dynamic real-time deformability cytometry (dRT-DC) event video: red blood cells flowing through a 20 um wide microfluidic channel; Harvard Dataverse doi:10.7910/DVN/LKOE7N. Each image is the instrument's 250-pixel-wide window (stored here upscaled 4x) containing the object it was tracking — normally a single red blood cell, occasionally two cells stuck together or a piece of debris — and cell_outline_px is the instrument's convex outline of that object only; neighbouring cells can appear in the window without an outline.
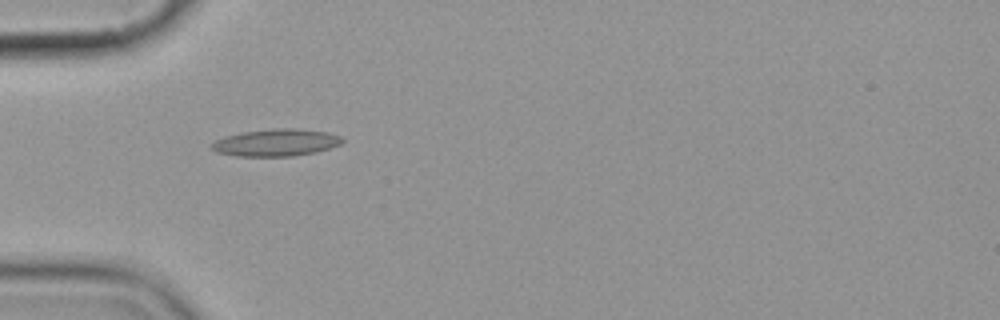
{"species": "common noctule bat (a hibernating species)", "species_latin": "Nyctalus noctula", "temperature_condition": "cold", "stored_images_in_passage": 6, "camera_frame_rate_fps": 3000, "um_per_image_px": 0.085, "animal": {"sex": "female", "body_mass_g": 19.9}, "frame": {"image": 1, "passage_image": 5, "time_ms": 4.667, "image_size_px": [1000, 320], "cell_outline_px": [[344, 140], [340, 144], [316, 152], [292, 156], [236, 156], [216, 152], [208, 148], [208, 144], [224, 136], [240, 132], [272, 128], [292, 128], [328, 132], [340, 136]], "centroid_in_image_um": [23.39, 12.11], "position_along_channel_um": 61.6, "area_um2": 20.87}}
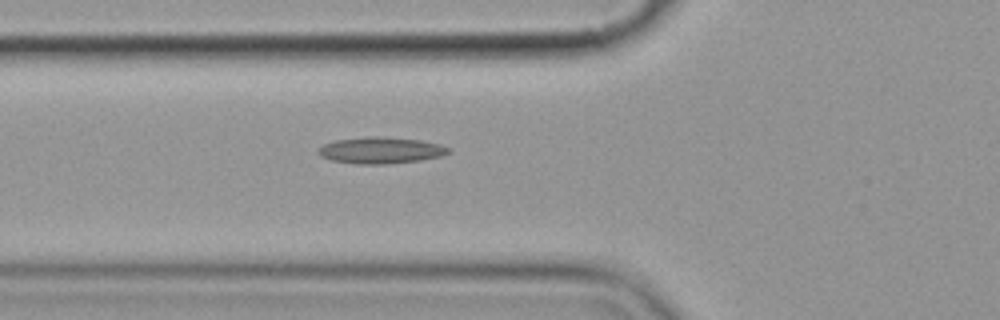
{"frame": {"image": 2, "passage_image": 6, "time_ms": 5.667, "image_size_px": [1000, 320], "cell_outline_px": [[448, 152], [440, 156], [420, 160], [384, 164], [356, 164], [332, 160], [320, 156], [316, 152], [324, 144], [336, 140], [368, 136], [420, 140], [440, 144], [448, 148]], "centroid_in_image_um": [32.31, 12.78], "position_along_channel_um": 93.5, "area_um2": 19.71}}